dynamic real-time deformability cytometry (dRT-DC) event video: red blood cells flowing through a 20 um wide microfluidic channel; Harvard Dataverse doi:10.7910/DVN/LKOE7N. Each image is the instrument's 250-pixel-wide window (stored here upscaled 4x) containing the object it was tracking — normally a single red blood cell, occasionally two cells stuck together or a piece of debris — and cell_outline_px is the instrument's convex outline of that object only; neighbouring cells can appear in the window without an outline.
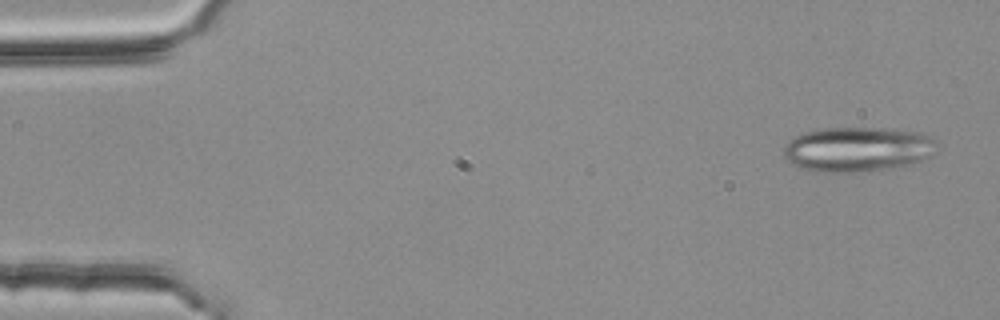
{"species": "common noctule bat (a hibernating species)", "species_latin": "Nyctalus noctula", "temperature_condition": "room temperature", "stored_images_in_passage": 4, "camera_frame_rate_fps": 3000, "um_per_image_px": 0.085, "animal": {"sex": "female", "body_mass_g": 25.1}, "frame": {"image": 1, "passage_image": 1, "time_ms": 0.0, "image_size_px": [1000, 320], "cell_outline_px": [[936, 140], [928, 156], [904, 168], [864, 172], [812, 172], [788, 164], [784, 156], [784, 148], [788, 140], [792, 136], [800, 132], [820, 128], [884, 128], [920, 132], [932, 136]], "centroid_in_image_um": [72.81, 12.7], "position_along_channel_um": 12.2, "area_um2": 40.86}}